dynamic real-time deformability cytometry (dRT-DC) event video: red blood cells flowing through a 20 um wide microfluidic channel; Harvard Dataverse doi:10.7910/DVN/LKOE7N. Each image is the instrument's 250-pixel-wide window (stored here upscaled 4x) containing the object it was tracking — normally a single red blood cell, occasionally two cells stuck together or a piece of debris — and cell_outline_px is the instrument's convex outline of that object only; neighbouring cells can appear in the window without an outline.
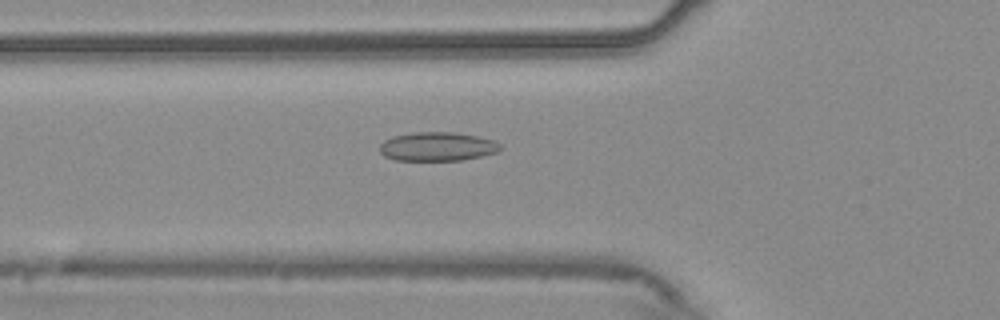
{"species": "common noctule bat (a hibernating species)", "species_latin": "Nyctalus noctula", "temperature_condition": "warm", "stored_images_in_passage": 41, "camera_frame_rate_fps": 3000, "um_per_image_px": 0.085, "animal": {"sex": "male", "body_mass_g": 20.4}, "frame": {"image": 1, "passage_image": 6, "time_ms": 1.667, "image_size_px": [1000, 320], "cell_outline_px": [[500, 148], [496, 152], [480, 156], [460, 160], [396, 160], [384, 156], [380, 152], [380, 144], [384, 140], [392, 136], [412, 132], [456, 132], [476, 136], [492, 140], [500, 144]], "centroid_in_image_um": [37.12, 12.45], "position_along_channel_um": 88.7, "area_um2": 20.17}}
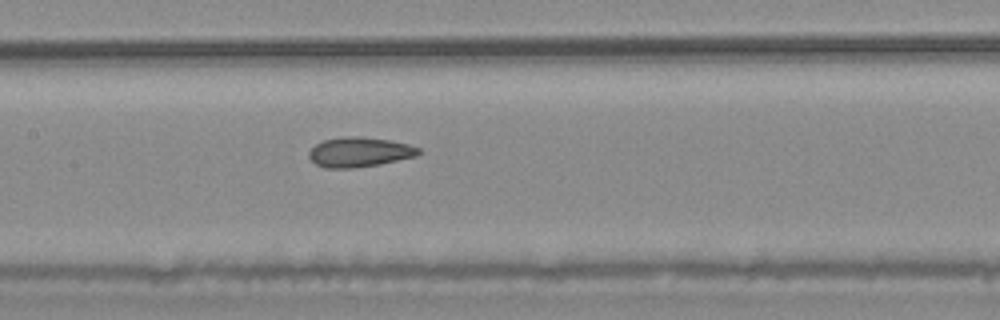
{"frame": {"image": 2, "passage_image": 13, "time_ms": 4.0, "image_size_px": [1000, 320], "cell_outline_px": [[420, 152], [416, 156], [380, 164], [352, 168], [324, 168], [316, 164], [308, 156], [308, 152], [316, 144], [324, 140], [344, 136], [356, 136], [388, 140], [408, 144], [420, 148]], "centroid_in_image_um": [30.53, 12.93], "position_along_channel_um": 176.9, "area_um2": 18.9}}
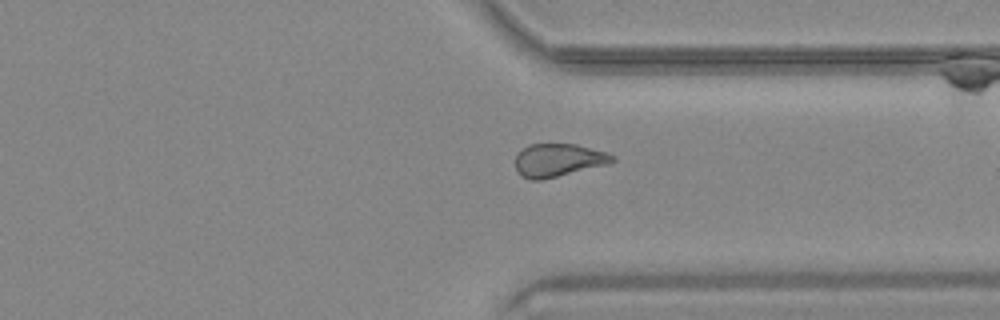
{"frame": {"image": 3, "passage_image": 28, "time_ms": 9.0, "image_size_px": [1000, 320], "cell_outline_px": [[616, 160], [608, 164], [540, 180], [528, 180], [520, 176], [516, 168], [516, 156], [528, 144], [576, 144], [608, 152], [616, 156]], "centroid_in_image_um": [47.47, 13.61], "position_along_channel_um": 363.9, "area_um2": 18.67}, "authors_computed_cell_mechanics": {"area_um2": 19.363, "velocity_mm_per_s": 3.7505, "shape_relaxation_time_tau1_ms": null, "shape_relaxation_time_tau2_ms": 2.3989, "deformation_change_tau1": null, "deformation_change_tau2": 0.0909}}